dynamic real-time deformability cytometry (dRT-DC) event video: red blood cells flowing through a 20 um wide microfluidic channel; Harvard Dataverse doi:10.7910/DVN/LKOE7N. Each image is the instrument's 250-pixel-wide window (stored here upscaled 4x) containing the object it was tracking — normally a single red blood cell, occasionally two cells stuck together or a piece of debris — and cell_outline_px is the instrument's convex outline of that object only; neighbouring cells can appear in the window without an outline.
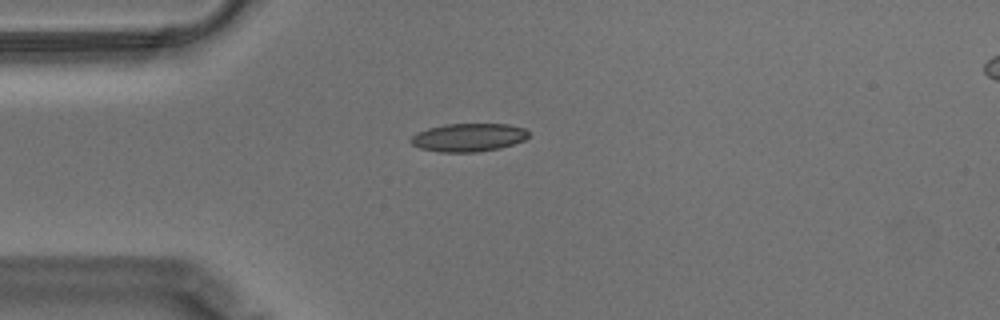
{"species": "Egyptian fruit bat (a non-hibernating species)", "species_latin": "Rousettus aegyptiacus", "temperature_condition": "warm", "stored_images_in_passage": 43, "camera_frame_rate_fps": 3000, "um_per_image_px": 0.085, "animal": {"sex": "male"}, "frame": {"image": 1, "passage_image": 1, "time_ms": 0.0, "image_size_px": [1000, 320], "cell_outline_px": [[528, 136], [524, 140], [500, 148], [476, 152], [440, 152], [420, 148], [412, 144], [408, 140], [416, 132], [428, 128], [444, 124], [508, 124], [524, 128], [528, 132]], "centroid_in_image_um": [39.78, 11.68], "position_along_channel_um": 45.2, "area_um2": 19.36}}
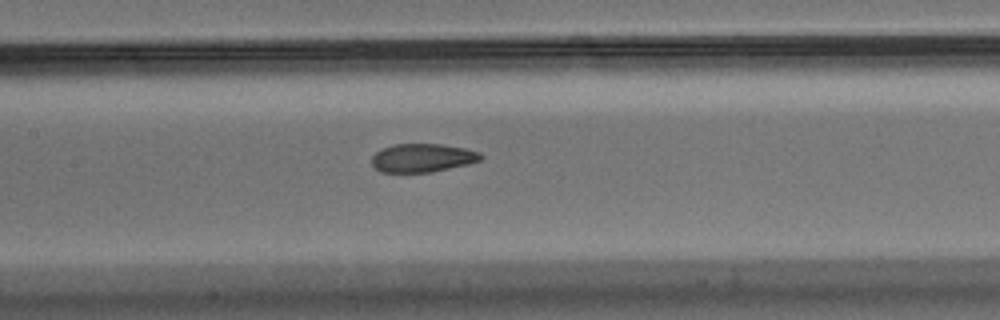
{"frame": {"image": 2, "passage_image": 13, "time_ms": 4.0, "image_size_px": [1000, 320], "cell_outline_px": [[484, 156], [480, 160], [468, 164], [432, 172], [380, 172], [372, 164], [372, 156], [380, 148], [392, 144], [444, 144], [464, 148], [480, 152]], "centroid_in_image_um": [35.9, 13.41], "position_along_channel_um": 171.5, "area_um2": 18.21}}
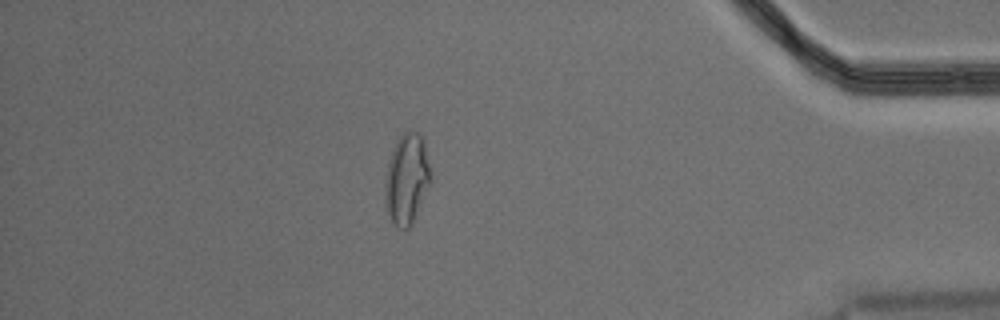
{"frame": {"image": 3, "passage_image": 36, "time_ms": 11.667, "image_size_px": [1000, 320], "cell_outline_px": [[432, 180], [412, 224], [408, 228], [400, 228], [392, 220], [388, 212], [384, 192], [384, 184], [388, 164], [392, 148], [396, 140], [404, 132], [416, 132], [424, 140]], "centroid_in_image_um": [34.58, 15.19], "position_along_channel_um": 400.6, "area_um2": 23.81}, "authors_computed_cell_mechanics": {"area_um2": 19.363, "velocity_mm_per_s": 3.5194, "shape_relaxation_time_tau1_ms": null, "shape_relaxation_time_tau2_ms": 1.7374, "deformation_change_tau1": null, "deformation_change_tau2": 0.0754}}